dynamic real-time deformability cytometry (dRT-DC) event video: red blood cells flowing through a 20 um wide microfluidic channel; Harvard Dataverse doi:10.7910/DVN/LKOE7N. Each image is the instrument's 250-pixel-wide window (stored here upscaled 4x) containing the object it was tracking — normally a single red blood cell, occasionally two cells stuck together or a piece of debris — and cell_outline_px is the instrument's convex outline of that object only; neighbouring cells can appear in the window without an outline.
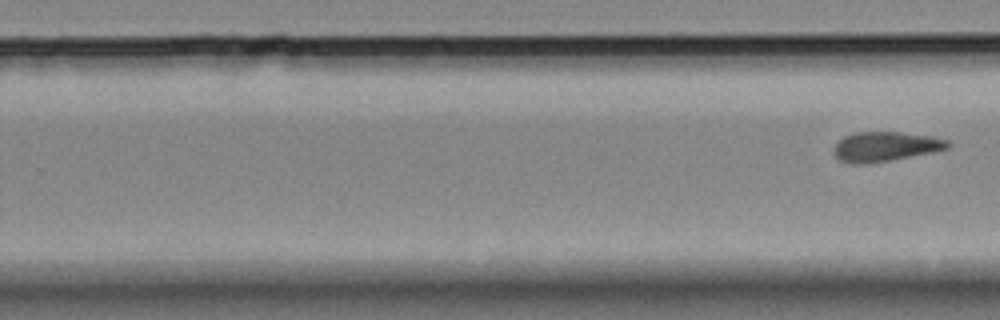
{"species": "Egyptian fruit bat (a non-hibernating species)", "species_latin": "Rousettus aegyptiacus", "temperature_condition": "room temperature", "stored_images_in_passage": 9, "segment_of_instrument_passage": [2, 2], "camera_frame_rate_fps": 3000, "um_per_image_px": 0.085, "animal": {"sex": "female"}, "frame": {"image": 1, "passage_image": 9, "time_ms": 9.333, "image_size_px": [1000, 320], "cell_outline_px": [[952, 144], [948, 148], [932, 152], [888, 160], [864, 164], [856, 164], [840, 160], [832, 152], [836, 144], [844, 136], [852, 132], [900, 132], [932, 136], [948, 140]], "centroid_in_image_um": [75.25, 12.44], "position_along_channel_um": 254.5, "area_um2": 19.54}}